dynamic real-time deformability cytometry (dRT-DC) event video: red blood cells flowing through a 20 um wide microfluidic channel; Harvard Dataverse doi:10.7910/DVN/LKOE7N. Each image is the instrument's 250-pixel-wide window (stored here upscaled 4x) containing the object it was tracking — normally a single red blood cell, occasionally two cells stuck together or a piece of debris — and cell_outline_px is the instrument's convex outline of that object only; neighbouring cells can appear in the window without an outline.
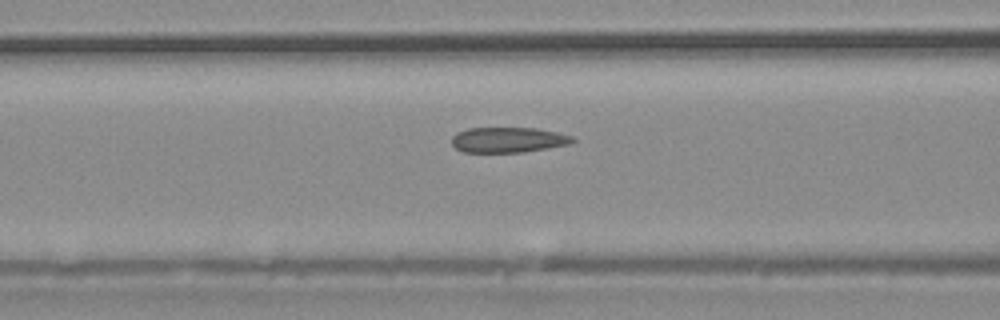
{"species": "common noctule bat (a hibernating species)", "species_latin": "Nyctalus noctula", "temperature_condition": "warm", "stored_images_in_passage": 36, "camera_frame_rate_fps": 3000, "um_per_image_px": 0.085, "animal": {"sex": "male", "body_mass_g": 20.4}, "frame": {"image": 1, "passage_image": 16, "time_ms": 5.0, "image_size_px": [1000, 320], "cell_outline_px": [[576, 140], [568, 144], [548, 148], [524, 152], [464, 152], [456, 148], [452, 144], [452, 136], [456, 132], [468, 128], [536, 128], [556, 132], [572, 136]], "centroid_in_image_um": [43.17, 11.88], "position_along_channel_um": 123.4, "area_um2": 17.8}}
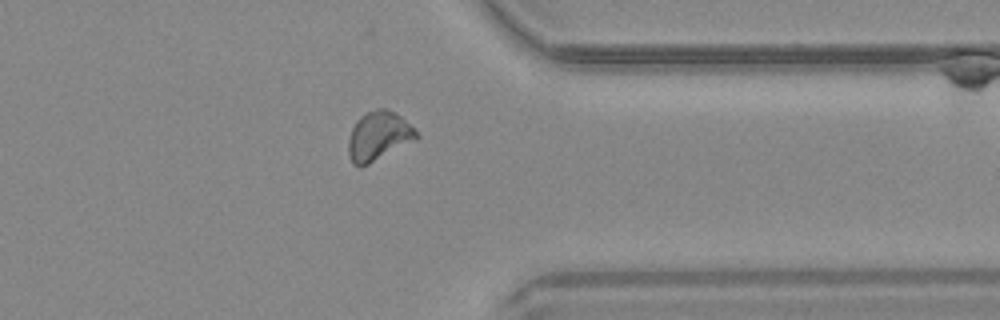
{"frame": {"image": 2, "passage_image": 31, "time_ms": 10.0, "image_size_px": [1000, 320], "cell_outline_px": [[420, 136], [416, 140], [360, 168], [352, 164], [348, 156], [348, 140], [352, 128], [356, 120], [360, 116], [376, 108], [384, 108], [400, 116]], "centroid_in_image_um": [32.13, 11.59], "position_along_channel_um": 379.3, "area_um2": 19.31}}